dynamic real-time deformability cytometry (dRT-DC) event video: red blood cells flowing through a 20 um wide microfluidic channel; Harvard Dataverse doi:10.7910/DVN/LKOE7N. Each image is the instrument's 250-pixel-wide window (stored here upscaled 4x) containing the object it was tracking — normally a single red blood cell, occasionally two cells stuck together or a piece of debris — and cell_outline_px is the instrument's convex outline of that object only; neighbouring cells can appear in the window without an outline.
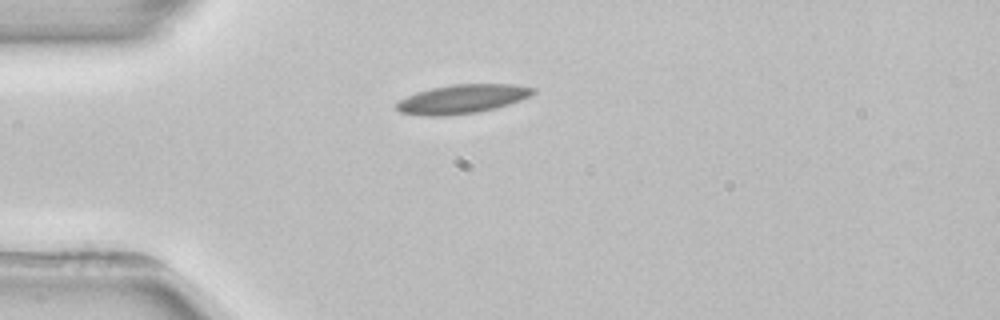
{"species": "common noctule bat (a hibernating species)", "species_latin": "Nyctalus noctula", "temperature_condition": "room temperature", "stored_images_in_passage": 4, "camera_frame_rate_fps": 3000, "um_per_image_px": 0.085, "animal": {"sex": "female", "body_mass_g": 22.7, "forearm_length_mm": 54.2}, "frame": {"image": 1, "passage_image": 4, "time_ms": 4.333, "image_size_px": [1000, 320], "cell_outline_px": [[536, 92], [520, 100], [496, 108], [476, 112], [448, 116], [428, 116], [400, 112], [396, 108], [396, 104], [400, 100], [416, 92], [432, 88], [452, 84], [516, 84], [536, 88]], "centroid_in_image_um": [39.31, 8.41], "position_along_channel_um": 45.7, "area_um2": 22.95}}